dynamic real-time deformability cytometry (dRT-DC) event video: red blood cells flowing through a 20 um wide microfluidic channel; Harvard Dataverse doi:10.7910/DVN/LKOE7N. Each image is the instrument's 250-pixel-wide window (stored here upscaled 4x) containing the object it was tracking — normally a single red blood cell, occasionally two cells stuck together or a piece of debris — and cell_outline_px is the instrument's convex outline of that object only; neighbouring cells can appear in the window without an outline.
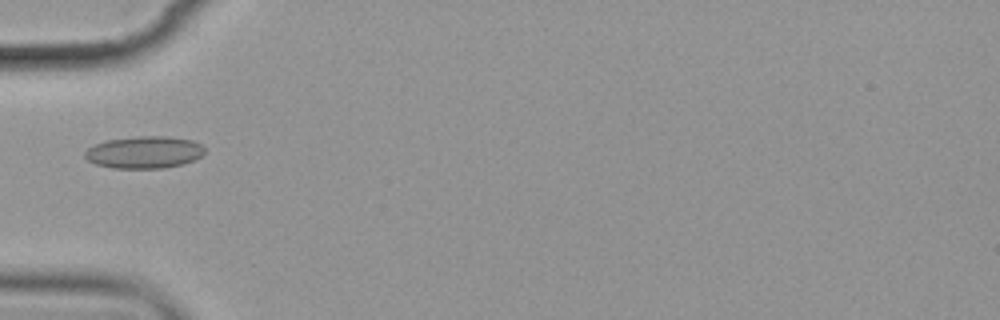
{"species": "common noctule bat (a hibernating species)", "species_latin": "Nyctalus noctula", "temperature_condition": "cold", "stored_images_in_passage": 10, "camera_frame_rate_fps": 3000, "um_per_image_px": 0.085, "animal": {"sex": "female", "body_mass_g": 19.9}, "frame": {"image": 1, "passage_image": 4, "time_ms": 4.333, "image_size_px": [1000, 320], "cell_outline_px": [[204, 152], [200, 156], [184, 164], [164, 168], [112, 168], [96, 164], [88, 160], [84, 156], [84, 152], [88, 148], [104, 140], [136, 136], [168, 136], [192, 140], [200, 144], [204, 148]], "centroid_in_image_um": [12.24, 12.94], "position_along_channel_um": 72.8, "area_um2": 22.48}}
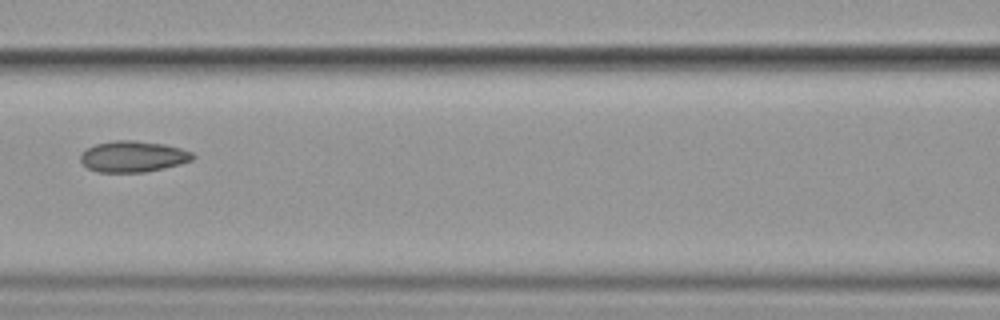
{"frame": {"image": 2, "passage_image": 6, "time_ms": 6.667, "image_size_px": [1000, 320], "cell_outline_px": [[196, 156], [192, 160], [180, 164], [164, 168], [144, 172], [96, 172], [88, 168], [80, 160], [80, 152], [96, 144], [116, 140], [136, 140], [164, 144], [180, 148], [192, 152]], "centroid_in_image_um": [11.31, 13.3], "position_along_channel_um": 155.3, "area_um2": 20.4}}
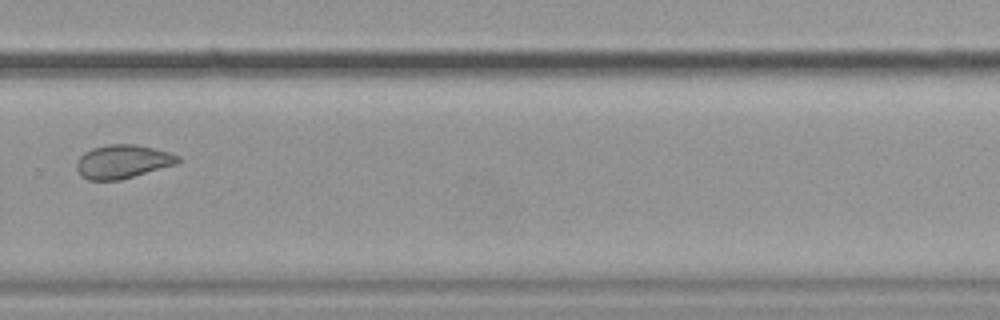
{"frame": {"image": 3, "passage_image": 10, "time_ms": 11.333, "image_size_px": [1000, 320], "cell_outline_px": [[180, 160], [176, 164], [120, 180], [88, 180], [80, 176], [76, 168], [76, 164], [80, 156], [84, 152], [92, 148], [108, 144], [136, 144], [168, 152], [180, 156]], "centroid_in_image_um": [10.39, 13.74], "position_along_channel_um": 319.4, "area_um2": 19.83}}